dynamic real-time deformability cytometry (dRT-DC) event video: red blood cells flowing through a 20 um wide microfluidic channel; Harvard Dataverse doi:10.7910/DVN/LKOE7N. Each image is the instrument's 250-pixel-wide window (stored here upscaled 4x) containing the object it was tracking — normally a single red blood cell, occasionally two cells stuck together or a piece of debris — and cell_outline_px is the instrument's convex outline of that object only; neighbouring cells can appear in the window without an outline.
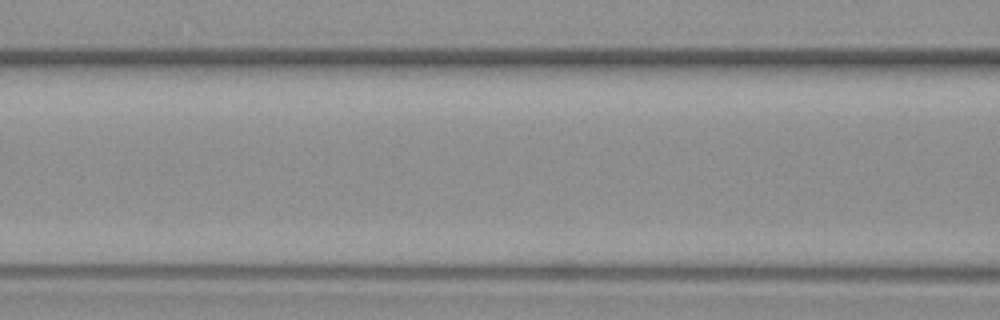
{"species": "common noctule bat (a hibernating species)", "species_latin": "Nyctalus noctula", "temperature_condition": "warm", "stored_images_in_passage": 3, "camera_frame_rate_fps": 3000, "um_per_image_px": 0.085, "animal": {"sex": "female", "body_mass_g": 19.3, "forearm_length_mm": 54.1}, "frame": {"image": 1, "passage_image": 3, "time_ms": 2.667, "image_size_px": [1000, 320], "cell_outline_px": [[760, 276], [748, 280], [616, 280], [616, 276], [620, 260], [728, 260]], "centroid_in_image_um": [57.98, 22.99], "position_along_channel_um": 108.6, "area_um2": 18.55}}